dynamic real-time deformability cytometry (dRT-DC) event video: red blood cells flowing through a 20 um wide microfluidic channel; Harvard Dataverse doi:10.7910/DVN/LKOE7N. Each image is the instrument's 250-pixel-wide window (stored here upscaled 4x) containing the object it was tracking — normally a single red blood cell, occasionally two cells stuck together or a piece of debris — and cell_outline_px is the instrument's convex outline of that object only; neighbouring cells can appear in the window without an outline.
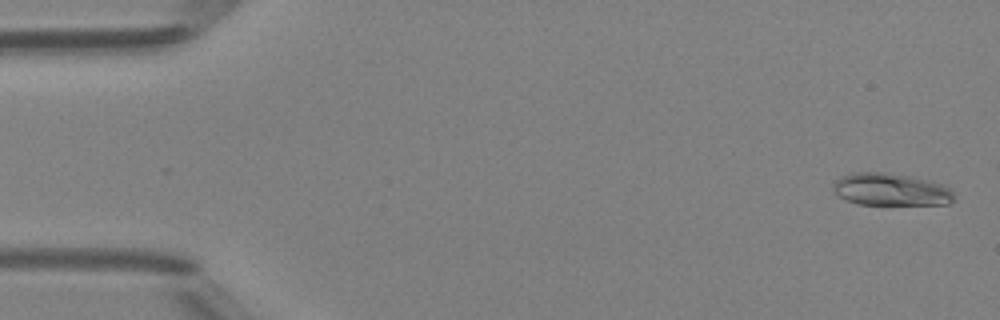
{"species": "Egyptian fruit bat (a non-hibernating species)", "species_latin": "Rousettus aegyptiacus", "temperature_condition": "room temperature", "stored_images_in_passage": 49, "camera_frame_rate_fps": 3000, "um_per_image_px": 0.085, "animal": {"sex": "female"}, "frame": {"image": 1, "passage_image": 2, "time_ms": 0.333, "image_size_px": [1000, 320], "cell_outline_px": [[956, 196], [948, 204], [856, 204], [840, 196], [832, 188], [836, 180], [840, 176], [852, 172], [888, 172], [928, 180], [952, 188]], "centroid_in_image_um": [75.73, 16.1], "position_along_channel_um": 9.3, "area_um2": 22.77}}
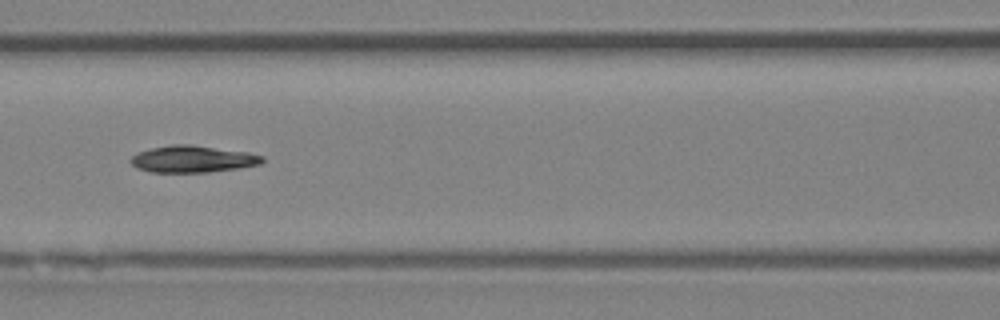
{"frame": {"image": 2, "passage_image": 22, "time_ms": 7.0, "image_size_px": [1000, 320], "cell_outline_px": [[264, 160], [260, 164], [236, 168], [208, 172], [152, 172], [136, 168], [128, 160], [136, 152], [152, 148], [172, 144], [192, 144], [248, 152], [264, 156]], "centroid_in_image_um": [16.35, 13.51], "position_along_channel_um": 150.3, "area_um2": 20.63}}
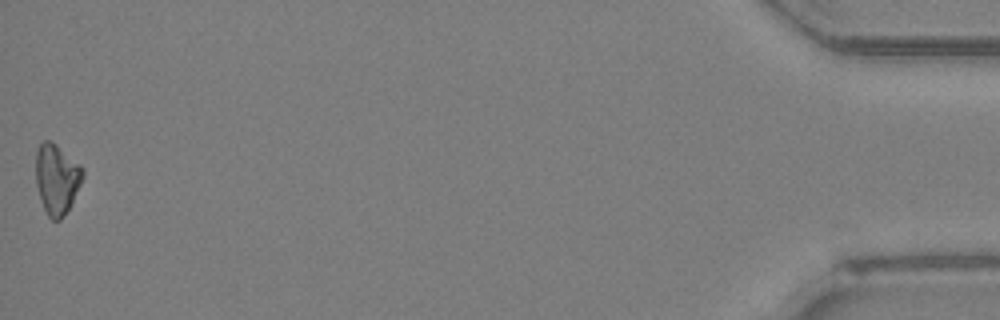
{"frame": {"image": 3, "passage_image": 49, "time_ms": 16.0, "image_size_px": [1000, 320], "cell_outline_px": [[84, 176], [68, 208], [60, 220], [52, 220], [48, 216], [40, 200], [36, 184], [36, 152], [40, 144], [44, 140], [48, 140], [56, 144], [80, 164], [84, 168]], "centroid_in_image_um": [4.81, 15.19], "position_along_channel_um": 430.4, "area_um2": 19.02}}